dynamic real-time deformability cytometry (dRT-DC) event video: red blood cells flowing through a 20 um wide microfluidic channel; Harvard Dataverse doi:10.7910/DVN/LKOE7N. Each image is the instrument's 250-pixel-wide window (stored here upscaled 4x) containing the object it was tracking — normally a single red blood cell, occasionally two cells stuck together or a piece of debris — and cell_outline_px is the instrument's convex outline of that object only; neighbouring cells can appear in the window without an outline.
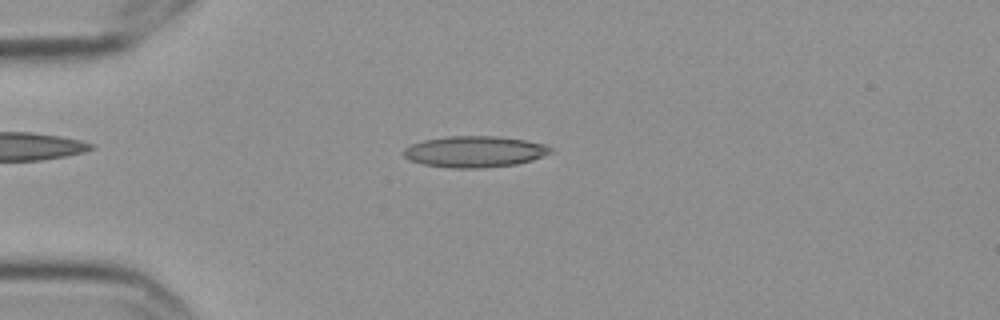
{"species": "Egyptian fruit bat (a non-hibernating species)", "species_latin": "Rousettus aegyptiacus", "temperature_condition": "cold", "stored_images_in_passage": 6, "camera_frame_rate_fps": 3000, "um_per_image_px": 0.085, "frame": {"image": 1, "passage_image": 3, "time_ms": 0.667, "image_size_px": [1000, 320], "cell_outline_px": [[552, 152], [532, 160], [516, 164], [480, 168], [452, 168], [420, 164], [408, 160], [404, 156], [404, 148], [412, 144], [424, 140], [448, 136], [496, 136], [524, 140], [548, 144], [552, 148]], "centroid_in_image_um": [40.34, 12.89], "position_along_channel_um": 44.7, "area_um2": 26.82}}
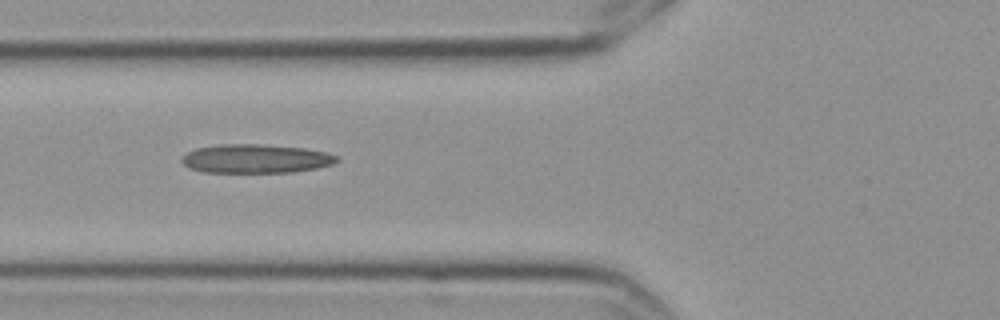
{"frame": {"image": 2, "passage_image": 5, "time_ms": 1.333, "image_size_px": [1000, 320], "cell_outline_px": [[340, 160], [332, 164], [316, 168], [292, 172], [204, 172], [192, 168], [184, 164], [180, 160], [180, 156], [196, 148], [220, 144], [260, 144], [304, 148], [328, 152], [336, 156]], "centroid_in_image_um": [21.74, 13.48], "position_along_channel_um": 104.1, "area_um2": 26.01}}
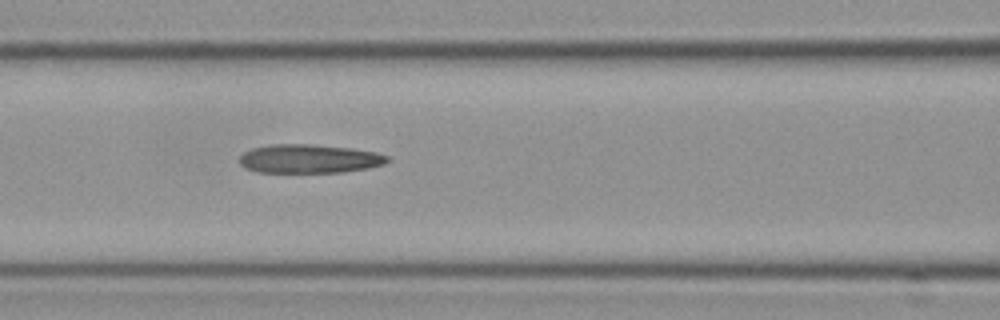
{"frame": {"image": 3, "passage_image": 6, "time_ms": 1.667, "image_size_px": [1000, 320], "cell_outline_px": [[388, 160], [384, 164], [368, 168], [344, 172], [256, 172], [244, 168], [240, 164], [240, 156], [244, 152], [252, 148], [268, 144], [312, 144], [352, 148], [376, 152], [388, 156]], "centroid_in_image_um": [26.26, 13.49], "position_along_channel_um": 140.3, "area_um2": 24.91}}